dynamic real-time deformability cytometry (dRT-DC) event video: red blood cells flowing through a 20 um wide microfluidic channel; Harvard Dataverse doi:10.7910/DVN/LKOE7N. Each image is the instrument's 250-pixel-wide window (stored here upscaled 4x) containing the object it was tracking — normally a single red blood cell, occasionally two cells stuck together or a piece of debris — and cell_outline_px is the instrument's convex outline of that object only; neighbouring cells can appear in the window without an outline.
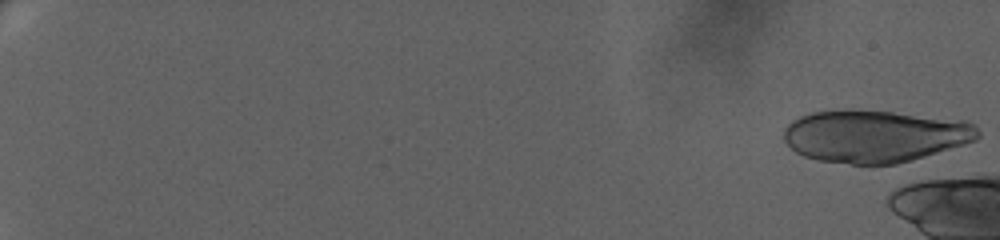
{"species": "human", "species_latin": "Homo sapiens", "temperature_condition": "warm", "stored_images_in_passage": 11, "camera_frame_rate_fps": 3000, "um_per_image_px": 0.085, "donor": {"sex": "female"}, "frame": {"image": 1, "passage_image": 1, "time_ms": 0.0, "image_size_px": [1000, 240], "cell_outline_px": [[980, 136], [976, 140], [964, 144], [924, 156], [896, 164], [852, 164], [820, 160], [804, 156], [796, 152], [784, 140], [784, 128], [792, 120], [800, 116], [812, 112], [892, 112], [968, 120], [976, 124], [980, 132]], "centroid_in_image_um": [74.41, 11.58], "position_along_channel_um": 10.6, "area_um2": 58.38}}